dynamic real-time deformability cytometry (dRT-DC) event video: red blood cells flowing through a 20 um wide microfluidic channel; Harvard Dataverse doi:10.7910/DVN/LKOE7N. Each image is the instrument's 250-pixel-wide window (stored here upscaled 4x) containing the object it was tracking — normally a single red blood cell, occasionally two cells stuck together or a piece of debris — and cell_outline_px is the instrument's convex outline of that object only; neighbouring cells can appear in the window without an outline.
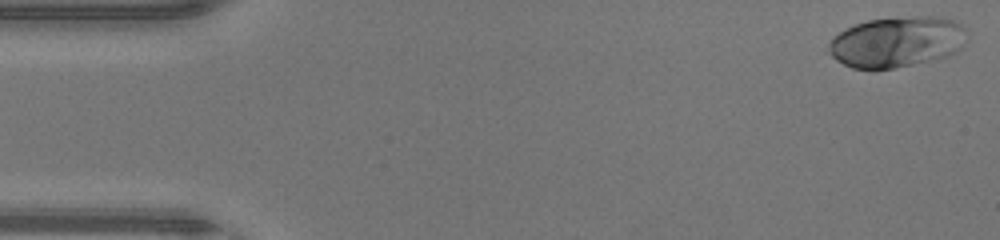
{"species": "human", "species_latin": "Homo sapiens", "temperature_condition": "warm", "stored_images_in_passage": 46, "camera_frame_rate_fps": 3000, "um_per_image_px": 0.085, "donor": {"sex": "male"}, "frame": {"image": 1, "passage_image": 1, "time_ms": 0.0, "image_size_px": [1000, 240], "cell_outline_px": [[964, 28], [960, 48], [948, 56], [912, 64], [892, 68], [852, 68], [836, 60], [828, 52], [828, 44], [840, 32], [856, 24], [868, 20], [916, 16], [932, 16], [952, 20], [960, 24]], "centroid_in_image_um": [76.18, 3.56], "position_along_channel_um": 8.8, "area_um2": 39.88}}
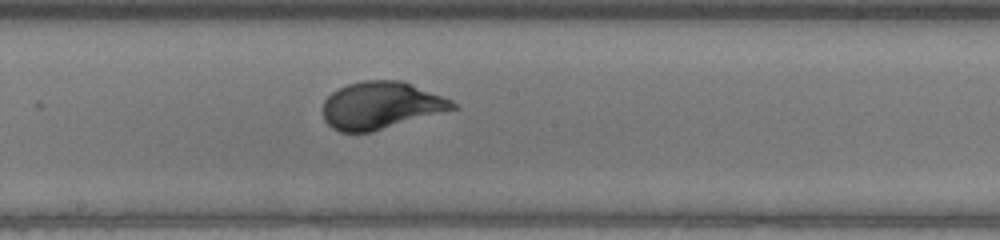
{"frame": {"image": 2, "passage_image": 24, "time_ms": 7.667, "image_size_px": [1000, 240], "cell_outline_px": [[460, 108], [372, 132], [340, 132], [332, 128], [324, 120], [324, 100], [332, 92], [348, 84], [364, 80], [400, 80], [452, 100], [460, 104]], "centroid_in_image_um": [32.41, 8.97], "position_along_channel_um": 215.8, "area_um2": 35.78}}
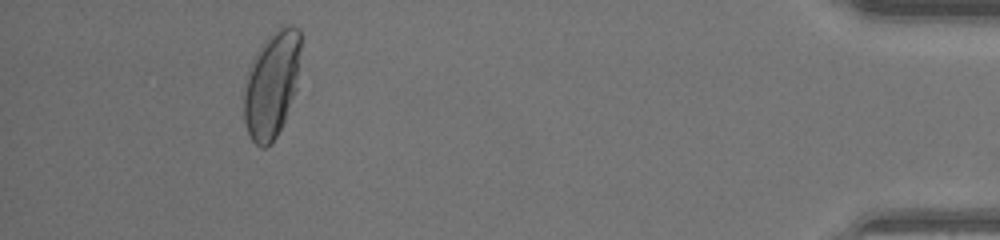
{"frame": {"image": 3, "passage_image": 42, "time_ms": 13.667, "image_size_px": [1000, 240], "cell_outline_px": [[300, 48], [296, 88], [284, 120], [272, 144], [264, 148], [260, 148], [252, 140], [248, 132], [244, 120], [244, 92], [248, 72], [256, 52], [260, 44], [276, 28], [288, 24], [300, 28]], "centroid_in_image_um": [23.09, 7.16], "position_along_channel_um": 412.1, "area_um2": 35.03}, "authors_computed_cell_mechanics": {"area_um2": 35.7782, "velocity_mm_per_s": 4.4329, "shape_relaxation_time_tau1_ms": 2.6279, "shape_relaxation_time_tau2_ms": null, "deformation_change_tau1": 0.178, "deformation_change_tau2": null}}